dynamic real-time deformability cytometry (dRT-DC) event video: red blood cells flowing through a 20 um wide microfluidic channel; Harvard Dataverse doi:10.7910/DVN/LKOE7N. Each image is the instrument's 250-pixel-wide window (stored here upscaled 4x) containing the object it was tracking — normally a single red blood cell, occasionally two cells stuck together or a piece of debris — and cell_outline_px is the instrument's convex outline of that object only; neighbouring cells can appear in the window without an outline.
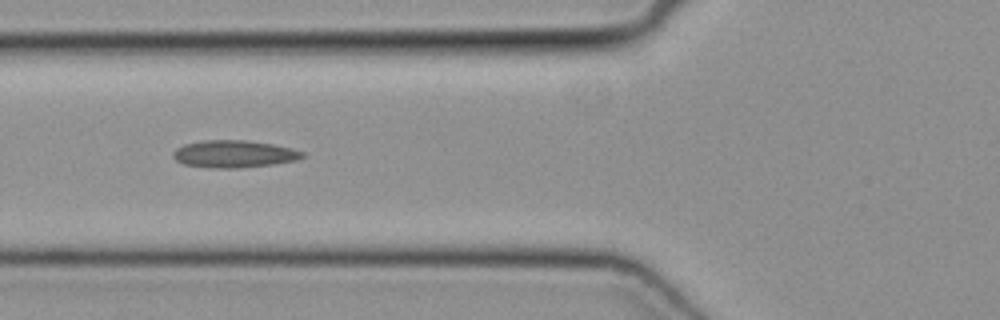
{"species": "common noctule bat (a hibernating species)", "species_latin": "Nyctalus noctula", "temperature_condition": "cold", "stored_images_in_passage": 33, "camera_frame_rate_fps": 3000, "um_per_image_px": 0.085, "animal": {"sex": "female", "body_mass_g": 19.3, "forearm_length_mm": 54.1}, "frame": {"image": 1, "passage_image": 6, "time_ms": 1.667, "image_size_px": [1000, 320], "cell_outline_px": [[308, 156], [296, 160], [272, 164], [240, 168], [208, 168], [184, 164], [176, 160], [172, 156], [172, 152], [176, 148], [184, 144], [204, 140], [244, 140], [272, 144], [304, 152]], "centroid_in_image_um": [19.86, 13.09], "position_along_channel_um": 105.9, "area_um2": 20.58}}
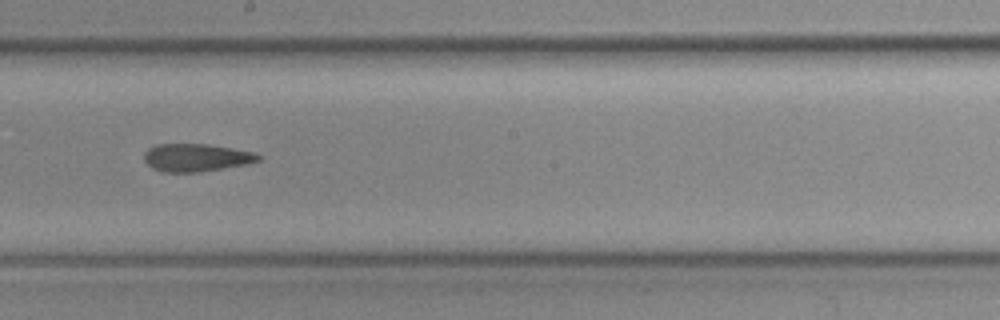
{"frame": {"image": 2, "passage_image": 15, "time_ms": 4.667, "image_size_px": [1000, 320], "cell_outline_px": [[260, 160], [248, 164], [200, 172], [164, 172], [152, 168], [144, 160], [144, 152], [148, 148], [156, 144], [208, 144], [232, 148], [252, 152], [260, 156]], "centroid_in_image_um": [16.65, 13.39], "position_along_channel_um": 231.5, "area_um2": 18.5}}
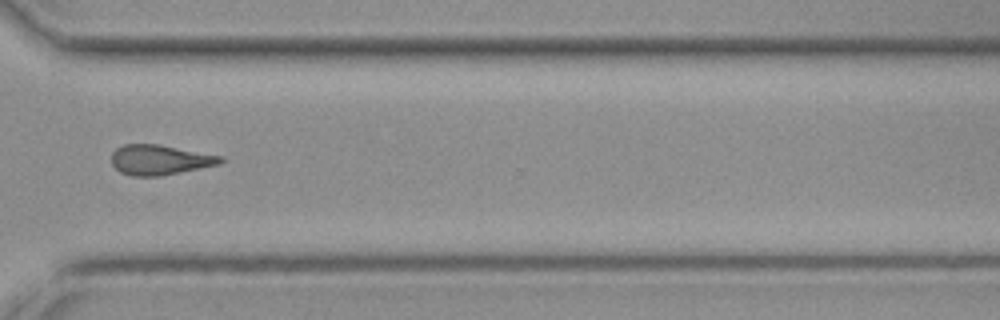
{"frame": {"image": 3, "passage_image": 24, "time_ms": 7.667, "image_size_px": [1000, 320], "cell_outline_px": [[224, 160], [220, 164], [160, 176], [132, 176], [120, 172], [112, 164], [112, 152], [116, 148], [124, 144], [160, 144], [220, 156]], "centroid_in_image_um": [13.55, 13.58], "position_along_channel_um": 357.1, "area_um2": 18.96}}